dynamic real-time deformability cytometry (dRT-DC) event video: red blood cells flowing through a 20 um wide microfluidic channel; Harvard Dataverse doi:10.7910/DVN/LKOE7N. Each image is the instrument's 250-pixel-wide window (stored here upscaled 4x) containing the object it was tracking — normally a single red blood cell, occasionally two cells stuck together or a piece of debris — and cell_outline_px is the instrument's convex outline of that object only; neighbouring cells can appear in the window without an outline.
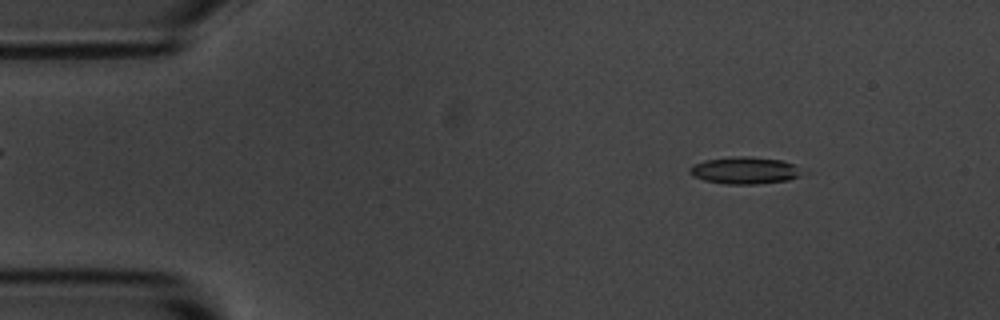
{"species": "common noctule bat (a hibernating species)", "species_latin": "Nyctalus noctula", "temperature_condition": "room temperature", "stored_images_in_passage": 5, "camera_frame_rate_fps": 3000, "um_per_image_px": 0.085, "animal": {"sex": "male", "body_mass_g": 20.1, "forearm_length_mm": 53.5}, "frame": {"image": 1, "passage_image": 1, "time_ms": 0.0, "image_size_px": [1000, 320], "cell_outline_px": [[808, 172], [800, 176], [788, 180], [756, 184], [724, 184], [704, 180], [692, 176], [688, 172], [688, 168], [692, 164], [704, 160], [736, 156], [748, 156], [784, 160], [796, 164]], "centroid_in_image_um": [63.35, 14.48], "position_along_channel_um": 21.6, "area_um2": 18.26}}
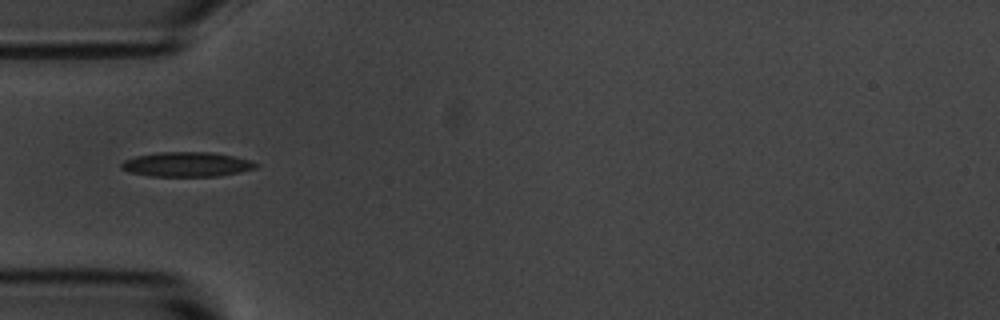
{"frame": {"image": 2, "passage_image": 4, "time_ms": 3.333, "image_size_px": [1000, 320], "cell_outline_px": [[260, 164], [256, 168], [240, 172], [220, 176], [148, 176], [132, 172], [120, 168], [120, 164], [124, 160], [136, 156], [160, 152], [212, 152], [236, 156], [252, 160]], "centroid_in_image_um": [15.93, 13.97], "position_along_channel_um": 69.1, "area_um2": 19.48}}